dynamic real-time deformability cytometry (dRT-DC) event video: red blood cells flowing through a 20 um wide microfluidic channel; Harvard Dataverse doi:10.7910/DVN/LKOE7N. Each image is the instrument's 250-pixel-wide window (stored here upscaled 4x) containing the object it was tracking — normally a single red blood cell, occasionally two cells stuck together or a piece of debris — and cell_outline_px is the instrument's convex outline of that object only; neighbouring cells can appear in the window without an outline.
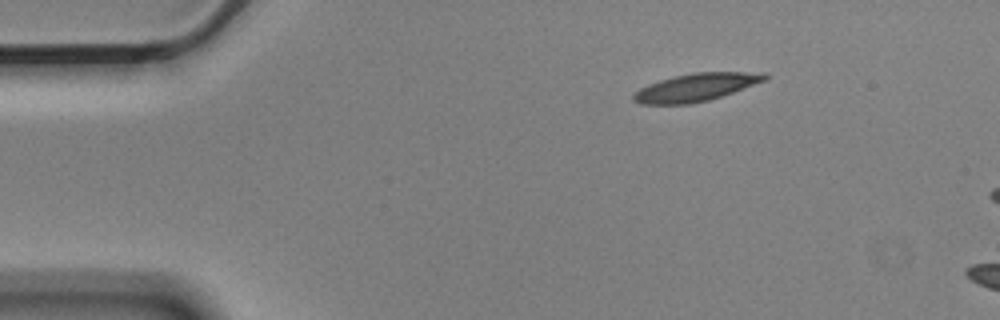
{"species": "Egyptian fruit bat (a non-hibernating species)", "species_latin": "Rousettus aegyptiacus", "temperature_condition": "cold", "stored_images_in_passage": 5, "segment_of_instrument_passage": [2, 2], "camera_frame_rate_fps": 3000, "um_per_image_px": 0.085, "animal": {"sex": "male"}, "frame": {"image": 1, "passage_image": 5, "time_ms": 1.333, "image_size_px": [1000, 320], "cell_outline_px": [[768, 80], [708, 100], [688, 104], [640, 104], [632, 100], [632, 92], [648, 84], [660, 80], [692, 72], [764, 72], [768, 76]], "centroid_in_image_um": [59.14, 7.42], "position_along_channel_um": 25.9, "area_um2": 21.27}}